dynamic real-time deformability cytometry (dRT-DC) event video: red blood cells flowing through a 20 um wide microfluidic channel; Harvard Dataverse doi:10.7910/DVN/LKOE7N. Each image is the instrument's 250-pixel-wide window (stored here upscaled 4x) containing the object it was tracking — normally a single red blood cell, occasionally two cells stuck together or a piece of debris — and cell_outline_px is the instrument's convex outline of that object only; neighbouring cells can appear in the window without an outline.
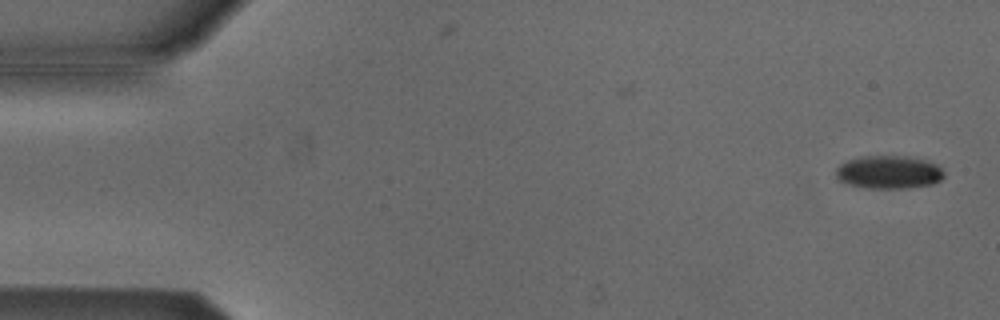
{"species": "Egyptian fruit bat (a non-hibernating species)", "species_latin": "Rousettus aegyptiacus", "temperature_condition": "cold", "stored_images_in_passage": 53, "camera_frame_rate_fps": 3000, "um_per_image_px": 0.085, "animal": {"sex": "male"}, "frame": {"image": 1, "passage_image": 1, "time_ms": 0.0, "image_size_px": [1000, 320], "cell_outline_px": [[944, 176], [940, 180], [932, 184], [908, 188], [864, 188], [848, 184], [836, 180], [836, 168], [840, 164], [848, 160], [860, 156], [908, 156], [928, 160], [940, 164], [944, 172]], "centroid_in_image_um": [75.56, 14.63], "position_along_channel_um": 9.4, "area_um2": 21.27}}
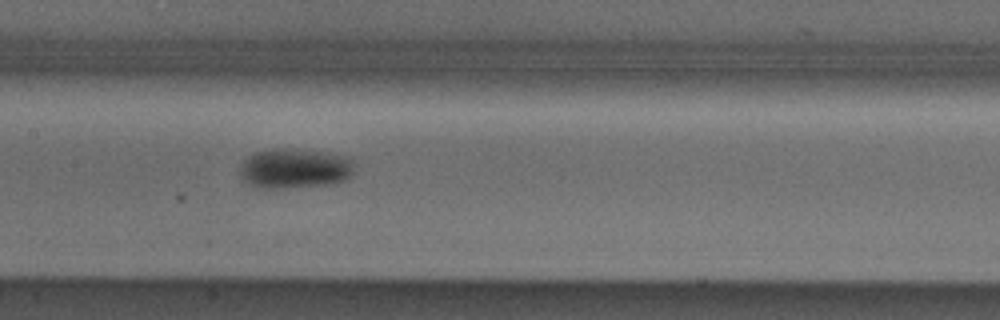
{"frame": {"image": 2, "passage_image": 25, "time_ms": 8.0, "image_size_px": [1000, 320], "cell_outline_px": [[352, 172], [344, 180], [328, 184], [284, 188], [260, 188], [248, 184], [240, 176], [240, 164], [248, 156], [256, 152], [280, 148], [284, 148], [320, 152], [352, 156]], "centroid_in_image_um": [25.01, 14.32], "position_along_channel_um": 182.4, "area_um2": 26.41}}
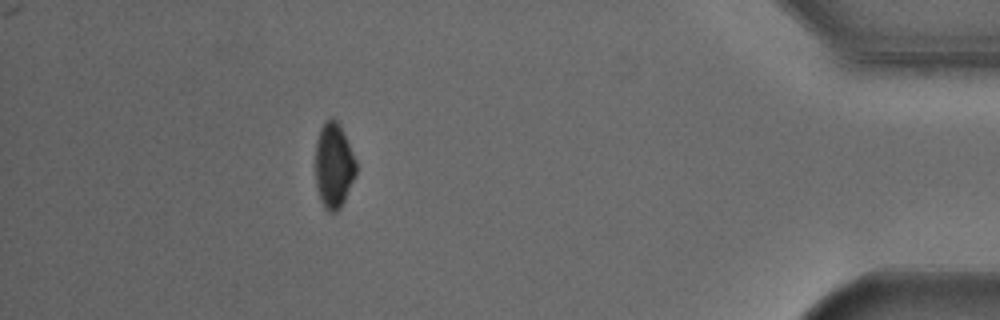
{"frame": {"image": 3, "passage_image": 47, "time_ms": 15.333, "image_size_px": [1000, 320], "cell_outline_px": [[356, 176], [340, 208], [336, 212], [328, 212], [324, 208], [320, 200], [316, 184], [316, 140], [320, 128], [324, 120], [332, 116], [336, 120], [356, 160]], "centroid_in_image_um": [28.35, 14.08], "position_along_channel_um": 406.8, "area_um2": 20.11}, "authors_computed_cell_mechanics": {"area_um2": 23.3512, "velocity_mm_per_s": 3.8119, "shape_relaxation_time_tau1_ms": 2.4985, "shape_relaxation_time_tau2_ms": null, "deformation_change_tau1": 0.0794, "deformation_change_tau2": null}}